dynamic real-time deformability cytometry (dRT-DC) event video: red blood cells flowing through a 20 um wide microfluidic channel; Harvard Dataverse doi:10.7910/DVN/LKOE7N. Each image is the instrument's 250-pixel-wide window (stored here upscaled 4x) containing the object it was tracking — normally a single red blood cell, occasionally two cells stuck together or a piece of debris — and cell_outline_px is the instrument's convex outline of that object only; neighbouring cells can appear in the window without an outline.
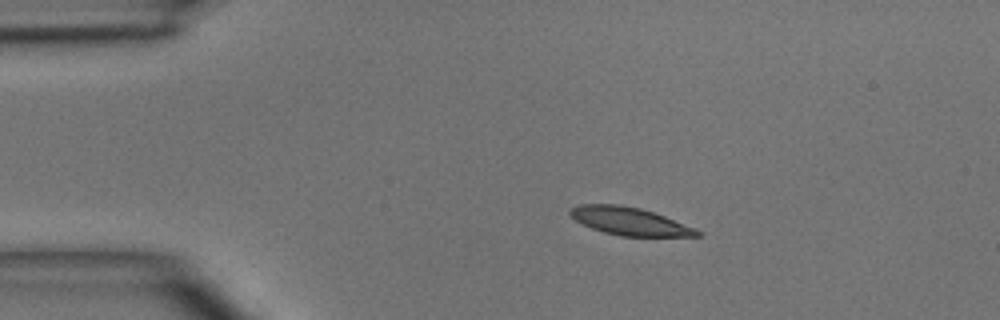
{"species": "common noctule bat (a hibernating species)", "species_latin": "Nyctalus noctula", "temperature_condition": "room temperature", "stored_images_in_passage": 2, "camera_frame_rate_fps": 3000, "um_per_image_px": 0.085, "animal": {"sex": "male", "body_mass_g": 15.6}, "frame": {"image": 1, "passage_image": 1, "time_ms": 0.0, "image_size_px": [1000, 320], "cell_outline_px": [[704, 232], [700, 236], [620, 236], [604, 232], [592, 228], [576, 220], [568, 212], [572, 208], [580, 204], [620, 204], [640, 208], [664, 216], [696, 228]], "centroid_in_image_um": [53.55, 18.81], "position_along_channel_um": 31.4, "area_um2": 20.46}}